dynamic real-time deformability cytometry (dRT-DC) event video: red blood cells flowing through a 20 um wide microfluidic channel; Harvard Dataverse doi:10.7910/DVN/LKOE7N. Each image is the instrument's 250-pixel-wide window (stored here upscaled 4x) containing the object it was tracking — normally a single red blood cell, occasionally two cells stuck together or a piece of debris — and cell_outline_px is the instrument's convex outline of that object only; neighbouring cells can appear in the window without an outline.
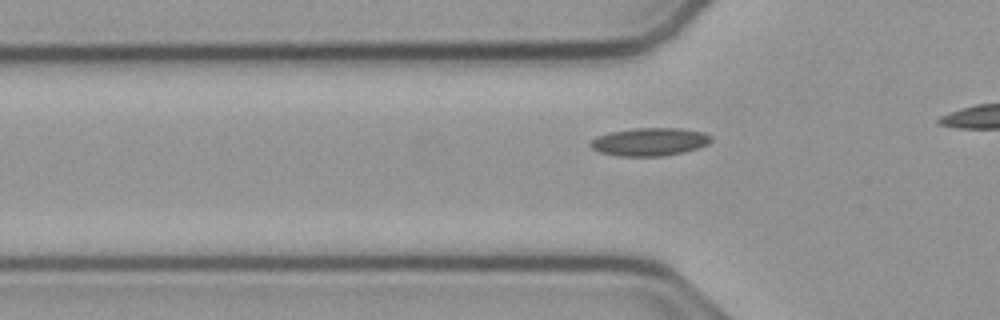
{"species": "common noctule bat (a hibernating species)", "species_latin": "Nyctalus noctula", "temperature_condition": "cold", "stored_images_in_passage": 14, "camera_frame_rate_fps": 3000, "um_per_image_px": 0.085, "animal": {"sex": "male", "body_mass_g": 23.1, "forearm_length_mm": 52.7}, "frame": {"image": 1, "passage_image": 8, "time_ms": 2.333, "image_size_px": [1000, 320], "cell_outline_px": [[712, 140], [708, 144], [684, 152], [664, 156], [616, 156], [600, 152], [592, 148], [588, 144], [596, 136], [608, 132], [632, 128], [680, 128], [704, 132], [712, 136]], "centroid_in_image_um": [55.2, 12.05], "position_along_channel_um": 70.6, "area_um2": 19.88}}
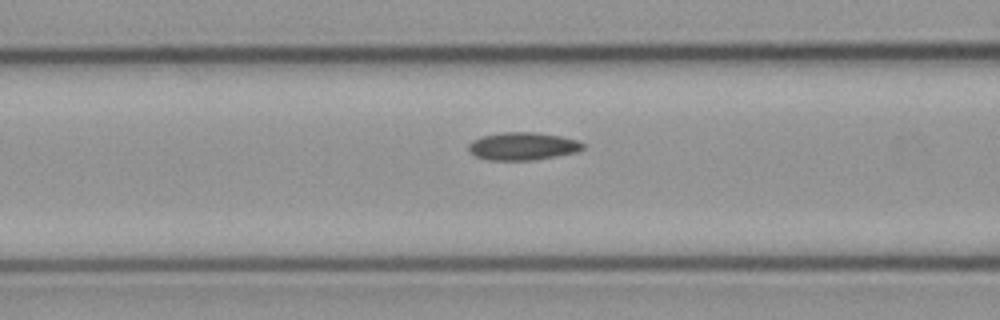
{"frame": {"image": 2, "passage_image": 12, "time_ms": 3.667, "image_size_px": [1000, 320], "cell_outline_px": [[584, 148], [576, 152], [556, 156], [532, 160], [488, 160], [476, 156], [468, 148], [468, 144], [472, 140], [480, 136], [504, 132], [536, 132], [560, 136], [576, 140], [584, 144]], "centroid_in_image_um": [44.41, 12.42], "position_along_channel_um": 122.2, "area_um2": 18.44}}